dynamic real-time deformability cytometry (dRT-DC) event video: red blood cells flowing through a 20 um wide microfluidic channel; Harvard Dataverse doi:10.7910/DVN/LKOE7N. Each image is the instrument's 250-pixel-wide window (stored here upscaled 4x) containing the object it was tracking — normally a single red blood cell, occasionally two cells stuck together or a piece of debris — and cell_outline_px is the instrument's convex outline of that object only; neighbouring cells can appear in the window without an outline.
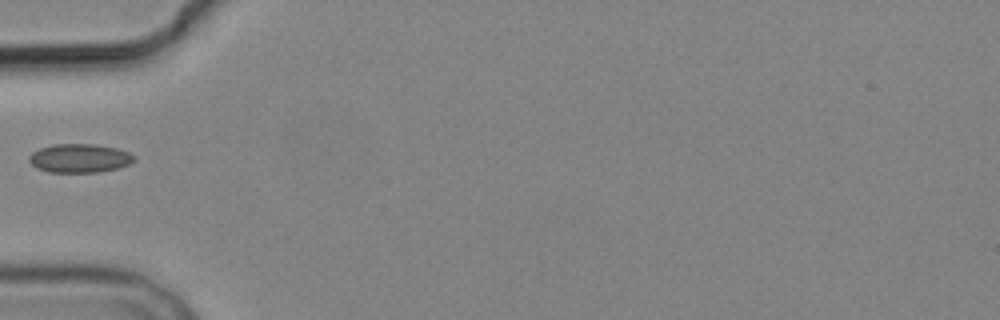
{"species": "common noctule bat (a hibernating species)", "species_latin": "Nyctalus noctula", "temperature_condition": "cold", "stored_images_in_passage": 1, "camera_frame_rate_fps": 3000, "um_per_image_px": 0.085, "animal": {"sex": "male", "body_mass_g": 19.2, "forearm_length_mm": 51.8}, "frame": {"image": 1, "passage_image": 1, "time_ms": 0.0, "image_size_px": [1000, 320], "cell_outline_px": [[136, 160], [128, 164], [116, 168], [100, 172], [48, 172], [36, 168], [28, 160], [28, 156], [32, 152], [40, 148], [52, 144], [96, 144], [116, 148], [128, 152], [136, 156]], "centroid_in_image_um": [6.75, 13.44], "position_along_channel_um": 78.3, "area_um2": 17.69}}